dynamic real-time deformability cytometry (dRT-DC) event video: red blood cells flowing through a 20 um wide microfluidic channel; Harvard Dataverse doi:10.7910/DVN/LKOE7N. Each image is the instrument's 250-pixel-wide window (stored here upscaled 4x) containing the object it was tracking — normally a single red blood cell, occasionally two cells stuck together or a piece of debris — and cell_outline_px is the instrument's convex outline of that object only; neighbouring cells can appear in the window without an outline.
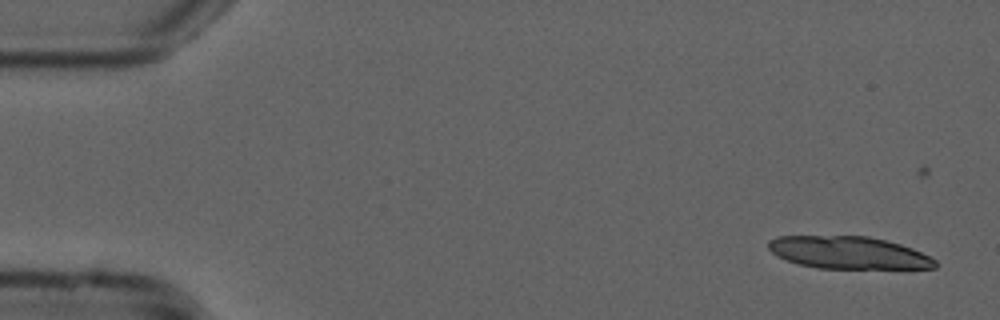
{"species": "common noctule bat (a hibernating species)", "species_latin": "Nyctalus noctula", "temperature_condition": "cold", "stored_images_in_passage": 16, "camera_frame_rate_fps": 3000, "um_per_image_px": 0.085, "animal": {"sex": "male", "forearm_length_mm": 52.5}, "frame": {"image": 1, "passage_image": 3, "time_ms": 0.667, "image_size_px": [1000, 320], "cell_outline_px": [[936, 268], [816, 268], [800, 264], [788, 260], [772, 252], [768, 248], [768, 240], [776, 236], [868, 236], [900, 244], [912, 248], [936, 260]], "centroid_in_image_um": [72.1, 21.47], "position_along_channel_um": 12.9, "area_um2": 31.15}}